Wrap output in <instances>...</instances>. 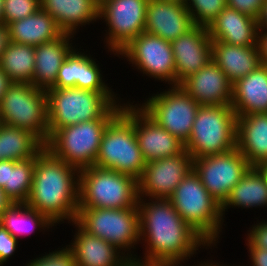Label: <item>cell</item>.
Returning a JSON list of instances; mask_svg holds the SVG:
<instances>
[{"instance_id":"6da1fadb","label":"cell","mask_w":267,"mask_h":266,"mask_svg":"<svg viewBox=\"0 0 267 266\" xmlns=\"http://www.w3.org/2000/svg\"><path fill=\"white\" fill-rule=\"evenodd\" d=\"M148 199L150 201L139 198L138 203L140 244H146L142 259L163 266H184L183 263L198 254L202 246L211 249V245L181 218L169 199ZM211 261H198L195 266H207Z\"/></svg>"},{"instance_id":"7a4b0ae2","label":"cell","mask_w":267,"mask_h":266,"mask_svg":"<svg viewBox=\"0 0 267 266\" xmlns=\"http://www.w3.org/2000/svg\"><path fill=\"white\" fill-rule=\"evenodd\" d=\"M79 170L44 148L35 157L32 189L26 204L56 225L75 221L79 204Z\"/></svg>"},{"instance_id":"3957f363","label":"cell","mask_w":267,"mask_h":266,"mask_svg":"<svg viewBox=\"0 0 267 266\" xmlns=\"http://www.w3.org/2000/svg\"><path fill=\"white\" fill-rule=\"evenodd\" d=\"M46 94L49 136L68 125L100 118H115L124 104L115 92H95L71 87L49 88Z\"/></svg>"},{"instance_id":"277c9868","label":"cell","mask_w":267,"mask_h":266,"mask_svg":"<svg viewBox=\"0 0 267 266\" xmlns=\"http://www.w3.org/2000/svg\"><path fill=\"white\" fill-rule=\"evenodd\" d=\"M168 199L181 218L214 248L225 226L221 204L203 186L194 170L184 177Z\"/></svg>"},{"instance_id":"5b68a950","label":"cell","mask_w":267,"mask_h":266,"mask_svg":"<svg viewBox=\"0 0 267 266\" xmlns=\"http://www.w3.org/2000/svg\"><path fill=\"white\" fill-rule=\"evenodd\" d=\"M138 203L136 178L95 165L80 170L78 208L126 209Z\"/></svg>"},{"instance_id":"8992f818","label":"cell","mask_w":267,"mask_h":266,"mask_svg":"<svg viewBox=\"0 0 267 266\" xmlns=\"http://www.w3.org/2000/svg\"><path fill=\"white\" fill-rule=\"evenodd\" d=\"M237 116L231 105L200 106L185 150L193 159L236 148Z\"/></svg>"},{"instance_id":"52a82bcc","label":"cell","mask_w":267,"mask_h":266,"mask_svg":"<svg viewBox=\"0 0 267 266\" xmlns=\"http://www.w3.org/2000/svg\"><path fill=\"white\" fill-rule=\"evenodd\" d=\"M75 222L87 233L116 247L126 257L137 256L132 250L140 243L138 205L126 209L78 208Z\"/></svg>"},{"instance_id":"ba28073f","label":"cell","mask_w":267,"mask_h":266,"mask_svg":"<svg viewBox=\"0 0 267 266\" xmlns=\"http://www.w3.org/2000/svg\"><path fill=\"white\" fill-rule=\"evenodd\" d=\"M113 119L100 118L59 128L49 136L45 148L79 171L94 166L104 130Z\"/></svg>"},{"instance_id":"9c48e42d","label":"cell","mask_w":267,"mask_h":266,"mask_svg":"<svg viewBox=\"0 0 267 266\" xmlns=\"http://www.w3.org/2000/svg\"><path fill=\"white\" fill-rule=\"evenodd\" d=\"M95 166L137 180L142 176L146 162L138 145L134 124L122 112L105 128Z\"/></svg>"},{"instance_id":"30bf717a","label":"cell","mask_w":267,"mask_h":266,"mask_svg":"<svg viewBox=\"0 0 267 266\" xmlns=\"http://www.w3.org/2000/svg\"><path fill=\"white\" fill-rule=\"evenodd\" d=\"M0 121L31 131L45 144L49 138L46 90L13 82L0 101Z\"/></svg>"},{"instance_id":"8fae6325","label":"cell","mask_w":267,"mask_h":266,"mask_svg":"<svg viewBox=\"0 0 267 266\" xmlns=\"http://www.w3.org/2000/svg\"><path fill=\"white\" fill-rule=\"evenodd\" d=\"M153 93L138 106L159 126L186 143L200 105L181 86Z\"/></svg>"},{"instance_id":"7c38bea8","label":"cell","mask_w":267,"mask_h":266,"mask_svg":"<svg viewBox=\"0 0 267 266\" xmlns=\"http://www.w3.org/2000/svg\"><path fill=\"white\" fill-rule=\"evenodd\" d=\"M149 0H108L99 7L98 19L106 22L104 42L115 56L144 32Z\"/></svg>"},{"instance_id":"4fadbf2b","label":"cell","mask_w":267,"mask_h":266,"mask_svg":"<svg viewBox=\"0 0 267 266\" xmlns=\"http://www.w3.org/2000/svg\"><path fill=\"white\" fill-rule=\"evenodd\" d=\"M126 58L143 75L176 86L175 63L171 42L143 32L117 55Z\"/></svg>"},{"instance_id":"5bb4252c","label":"cell","mask_w":267,"mask_h":266,"mask_svg":"<svg viewBox=\"0 0 267 266\" xmlns=\"http://www.w3.org/2000/svg\"><path fill=\"white\" fill-rule=\"evenodd\" d=\"M251 165L236 148L221 154L193 160L197 173L207 191L222 204Z\"/></svg>"},{"instance_id":"9a60e30c","label":"cell","mask_w":267,"mask_h":266,"mask_svg":"<svg viewBox=\"0 0 267 266\" xmlns=\"http://www.w3.org/2000/svg\"><path fill=\"white\" fill-rule=\"evenodd\" d=\"M193 160L184 150L181 154L147 162L138 180L139 198L168 199L184 177L193 170Z\"/></svg>"},{"instance_id":"2e32d148","label":"cell","mask_w":267,"mask_h":266,"mask_svg":"<svg viewBox=\"0 0 267 266\" xmlns=\"http://www.w3.org/2000/svg\"><path fill=\"white\" fill-rule=\"evenodd\" d=\"M121 112L134 124L138 145L145 162L181 154L185 145L151 119L136 103L126 102Z\"/></svg>"},{"instance_id":"e0dca14e","label":"cell","mask_w":267,"mask_h":266,"mask_svg":"<svg viewBox=\"0 0 267 266\" xmlns=\"http://www.w3.org/2000/svg\"><path fill=\"white\" fill-rule=\"evenodd\" d=\"M176 85L204 68L212 60V40L206 26L195 25L171 42Z\"/></svg>"},{"instance_id":"ac0fdd59","label":"cell","mask_w":267,"mask_h":266,"mask_svg":"<svg viewBox=\"0 0 267 266\" xmlns=\"http://www.w3.org/2000/svg\"><path fill=\"white\" fill-rule=\"evenodd\" d=\"M74 47L63 61L55 84L51 88L84 89L95 92H113L103 80V73L92 55L84 54ZM91 55V56H90Z\"/></svg>"},{"instance_id":"d6986e66","label":"cell","mask_w":267,"mask_h":266,"mask_svg":"<svg viewBox=\"0 0 267 266\" xmlns=\"http://www.w3.org/2000/svg\"><path fill=\"white\" fill-rule=\"evenodd\" d=\"M179 86L200 106L231 105L233 83L213 59Z\"/></svg>"},{"instance_id":"ffe728a7","label":"cell","mask_w":267,"mask_h":266,"mask_svg":"<svg viewBox=\"0 0 267 266\" xmlns=\"http://www.w3.org/2000/svg\"><path fill=\"white\" fill-rule=\"evenodd\" d=\"M195 26L185 4L163 0H149L146 9L145 30L172 42Z\"/></svg>"},{"instance_id":"44dd1931","label":"cell","mask_w":267,"mask_h":266,"mask_svg":"<svg viewBox=\"0 0 267 266\" xmlns=\"http://www.w3.org/2000/svg\"><path fill=\"white\" fill-rule=\"evenodd\" d=\"M207 28L212 41L245 47L258 44V20L228 6Z\"/></svg>"},{"instance_id":"7402d4cb","label":"cell","mask_w":267,"mask_h":266,"mask_svg":"<svg viewBox=\"0 0 267 266\" xmlns=\"http://www.w3.org/2000/svg\"><path fill=\"white\" fill-rule=\"evenodd\" d=\"M74 36L72 34L62 33L57 39L35 46L33 86L47 90L55 84L58 71L63 61L74 48L72 46Z\"/></svg>"},{"instance_id":"603a6c76","label":"cell","mask_w":267,"mask_h":266,"mask_svg":"<svg viewBox=\"0 0 267 266\" xmlns=\"http://www.w3.org/2000/svg\"><path fill=\"white\" fill-rule=\"evenodd\" d=\"M76 231L71 244L76 266H118L126 256L116 247L84 231L75 221Z\"/></svg>"},{"instance_id":"cb8c5ba5","label":"cell","mask_w":267,"mask_h":266,"mask_svg":"<svg viewBox=\"0 0 267 266\" xmlns=\"http://www.w3.org/2000/svg\"><path fill=\"white\" fill-rule=\"evenodd\" d=\"M231 107L237 117L267 113V65L260 64L233 84Z\"/></svg>"},{"instance_id":"d4e9b609","label":"cell","mask_w":267,"mask_h":266,"mask_svg":"<svg viewBox=\"0 0 267 266\" xmlns=\"http://www.w3.org/2000/svg\"><path fill=\"white\" fill-rule=\"evenodd\" d=\"M236 147L251 167L267 161V113L237 117Z\"/></svg>"},{"instance_id":"484cf974","label":"cell","mask_w":267,"mask_h":266,"mask_svg":"<svg viewBox=\"0 0 267 266\" xmlns=\"http://www.w3.org/2000/svg\"><path fill=\"white\" fill-rule=\"evenodd\" d=\"M40 3L63 33L76 35L80 26L99 21V7L94 0H40Z\"/></svg>"},{"instance_id":"4316f807","label":"cell","mask_w":267,"mask_h":266,"mask_svg":"<svg viewBox=\"0 0 267 266\" xmlns=\"http://www.w3.org/2000/svg\"><path fill=\"white\" fill-rule=\"evenodd\" d=\"M212 59L233 84L262 64L258 44L245 47L212 41Z\"/></svg>"},{"instance_id":"83f0119b","label":"cell","mask_w":267,"mask_h":266,"mask_svg":"<svg viewBox=\"0 0 267 266\" xmlns=\"http://www.w3.org/2000/svg\"><path fill=\"white\" fill-rule=\"evenodd\" d=\"M11 42L38 46L57 39L63 32L55 23V19L42 8L32 15L8 25Z\"/></svg>"},{"instance_id":"f1b7e54d","label":"cell","mask_w":267,"mask_h":266,"mask_svg":"<svg viewBox=\"0 0 267 266\" xmlns=\"http://www.w3.org/2000/svg\"><path fill=\"white\" fill-rule=\"evenodd\" d=\"M231 208H267V185L261 172L250 167L239 182L230 191L229 196L221 204L224 220L225 212Z\"/></svg>"},{"instance_id":"f546056e","label":"cell","mask_w":267,"mask_h":266,"mask_svg":"<svg viewBox=\"0 0 267 266\" xmlns=\"http://www.w3.org/2000/svg\"><path fill=\"white\" fill-rule=\"evenodd\" d=\"M45 144L31 131L1 123L0 161H23L35 158Z\"/></svg>"},{"instance_id":"4dcf8cb0","label":"cell","mask_w":267,"mask_h":266,"mask_svg":"<svg viewBox=\"0 0 267 266\" xmlns=\"http://www.w3.org/2000/svg\"><path fill=\"white\" fill-rule=\"evenodd\" d=\"M0 225L18 240L28 234L50 229L57 225L46 215L28 206L26 203H12L1 214ZM35 229V231H34Z\"/></svg>"},{"instance_id":"1f68e13d","label":"cell","mask_w":267,"mask_h":266,"mask_svg":"<svg viewBox=\"0 0 267 266\" xmlns=\"http://www.w3.org/2000/svg\"><path fill=\"white\" fill-rule=\"evenodd\" d=\"M0 67L12 82L32 84L35 46L9 41L0 57Z\"/></svg>"},{"instance_id":"d6a6232c","label":"cell","mask_w":267,"mask_h":266,"mask_svg":"<svg viewBox=\"0 0 267 266\" xmlns=\"http://www.w3.org/2000/svg\"><path fill=\"white\" fill-rule=\"evenodd\" d=\"M35 158L23 161L9 160L8 184L3 190L12 203H26L33 182Z\"/></svg>"},{"instance_id":"836d02e7","label":"cell","mask_w":267,"mask_h":266,"mask_svg":"<svg viewBox=\"0 0 267 266\" xmlns=\"http://www.w3.org/2000/svg\"><path fill=\"white\" fill-rule=\"evenodd\" d=\"M185 6L195 25L208 27L227 6V0H186Z\"/></svg>"},{"instance_id":"e575fe53","label":"cell","mask_w":267,"mask_h":266,"mask_svg":"<svg viewBox=\"0 0 267 266\" xmlns=\"http://www.w3.org/2000/svg\"><path fill=\"white\" fill-rule=\"evenodd\" d=\"M41 8L40 0H4V24L21 20Z\"/></svg>"},{"instance_id":"d590c367","label":"cell","mask_w":267,"mask_h":266,"mask_svg":"<svg viewBox=\"0 0 267 266\" xmlns=\"http://www.w3.org/2000/svg\"><path fill=\"white\" fill-rule=\"evenodd\" d=\"M25 266H76L74 253L66 245L30 260Z\"/></svg>"},{"instance_id":"8d00e7d4","label":"cell","mask_w":267,"mask_h":266,"mask_svg":"<svg viewBox=\"0 0 267 266\" xmlns=\"http://www.w3.org/2000/svg\"><path fill=\"white\" fill-rule=\"evenodd\" d=\"M266 0H227V6L259 20Z\"/></svg>"},{"instance_id":"74e56055","label":"cell","mask_w":267,"mask_h":266,"mask_svg":"<svg viewBox=\"0 0 267 266\" xmlns=\"http://www.w3.org/2000/svg\"><path fill=\"white\" fill-rule=\"evenodd\" d=\"M19 240L0 225V266L11 259L18 248Z\"/></svg>"},{"instance_id":"f35d334b","label":"cell","mask_w":267,"mask_h":266,"mask_svg":"<svg viewBox=\"0 0 267 266\" xmlns=\"http://www.w3.org/2000/svg\"><path fill=\"white\" fill-rule=\"evenodd\" d=\"M258 221L251 225L247 232L246 239L256 248H262L267 250V221Z\"/></svg>"},{"instance_id":"ab89813d","label":"cell","mask_w":267,"mask_h":266,"mask_svg":"<svg viewBox=\"0 0 267 266\" xmlns=\"http://www.w3.org/2000/svg\"><path fill=\"white\" fill-rule=\"evenodd\" d=\"M245 243L248 248L247 249L249 252L248 256L250 257V260H251L250 262L252 263L251 265L252 266H267V250L254 247L247 239L245 240Z\"/></svg>"},{"instance_id":"60d3db41","label":"cell","mask_w":267,"mask_h":266,"mask_svg":"<svg viewBox=\"0 0 267 266\" xmlns=\"http://www.w3.org/2000/svg\"><path fill=\"white\" fill-rule=\"evenodd\" d=\"M139 257H126L118 266H163L162 264L147 259L143 260L141 256Z\"/></svg>"},{"instance_id":"b9f144b4","label":"cell","mask_w":267,"mask_h":266,"mask_svg":"<svg viewBox=\"0 0 267 266\" xmlns=\"http://www.w3.org/2000/svg\"><path fill=\"white\" fill-rule=\"evenodd\" d=\"M258 45L261 63L267 65V30H259Z\"/></svg>"},{"instance_id":"7bdbcfd3","label":"cell","mask_w":267,"mask_h":266,"mask_svg":"<svg viewBox=\"0 0 267 266\" xmlns=\"http://www.w3.org/2000/svg\"><path fill=\"white\" fill-rule=\"evenodd\" d=\"M9 29L5 24H0V57L9 43Z\"/></svg>"},{"instance_id":"ee69618b","label":"cell","mask_w":267,"mask_h":266,"mask_svg":"<svg viewBox=\"0 0 267 266\" xmlns=\"http://www.w3.org/2000/svg\"><path fill=\"white\" fill-rule=\"evenodd\" d=\"M12 83L8 75L0 67V101Z\"/></svg>"},{"instance_id":"f6af8a7d","label":"cell","mask_w":267,"mask_h":266,"mask_svg":"<svg viewBox=\"0 0 267 266\" xmlns=\"http://www.w3.org/2000/svg\"><path fill=\"white\" fill-rule=\"evenodd\" d=\"M9 177V160L0 161V187L8 184Z\"/></svg>"},{"instance_id":"bcb514c9","label":"cell","mask_w":267,"mask_h":266,"mask_svg":"<svg viewBox=\"0 0 267 266\" xmlns=\"http://www.w3.org/2000/svg\"><path fill=\"white\" fill-rule=\"evenodd\" d=\"M12 204V201L6 196L2 187H0V217L1 214Z\"/></svg>"},{"instance_id":"7dc6e473","label":"cell","mask_w":267,"mask_h":266,"mask_svg":"<svg viewBox=\"0 0 267 266\" xmlns=\"http://www.w3.org/2000/svg\"><path fill=\"white\" fill-rule=\"evenodd\" d=\"M259 30H267V0L263 7L260 19L258 20Z\"/></svg>"},{"instance_id":"c3c4849f","label":"cell","mask_w":267,"mask_h":266,"mask_svg":"<svg viewBox=\"0 0 267 266\" xmlns=\"http://www.w3.org/2000/svg\"><path fill=\"white\" fill-rule=\"evenodd\" d=\"M256 168L261 172V174L263 175L265 181H266V185H267V161L263 162L259 165L256 166Z\"/></svg>"},{"instance_id":"681fc988","label":"cell","mask_w":267,"mask_h":266,"mask_svg":"<svg viewBox=\"0 0 267 266\" xmlns=\"http://www.w3.org/2000/svg\"><path fill=\"white\" fill-rule=\"evenodd\" d=\"M3 10H4V0H0V24H4Z\"/></svg>"},{"instance_id":"f907efd6","label":"cell","mask_w":267,"mask_h":266,"mask_svg":"<svg viewBox=\"0 0 267 266\" xmlns=\"http://www.w3.org/2000/svg\"><path fill=\"white\" fill-rule=\"evenodd\" d=\"M95 1V3H96V5L98 6V7H100L102 4H104L106 1H108V0H94Z\"/></svg>"},{"instance_id":"816d5d0a","label":"cell","mask_w":267,"mask_h":266,"mask_svg":"<svg viewBox=\"0 0 267 266\" xmlns=\"http://www.w3.org/2000/svg\"><path fill=\"white\" fill-rule=\"evenodd\" d=\"M163 1L178 2V3H182V4L186 3V0H163Z\"/></svg>"}]
</instances>
